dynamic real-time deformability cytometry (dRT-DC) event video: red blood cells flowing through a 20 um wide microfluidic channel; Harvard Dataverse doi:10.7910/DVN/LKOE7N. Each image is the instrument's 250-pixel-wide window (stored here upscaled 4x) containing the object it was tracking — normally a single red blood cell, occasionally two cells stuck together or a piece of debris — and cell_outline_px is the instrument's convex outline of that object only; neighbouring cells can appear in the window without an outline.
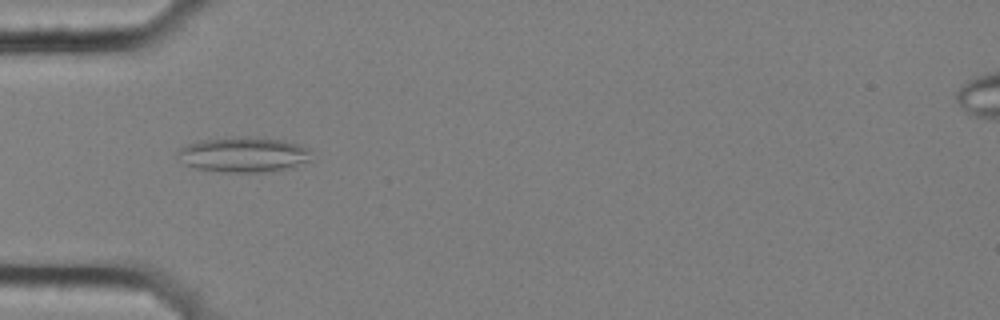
{"species": "common noctule bat (a hibernating species)", "species_latin": "Nyctalus noctula", "temperature_condition": "cold", "stored_images_in_passage": 45, "camera_frame_rate_fps": 3000, "um_per_image_px": 0.085, "animal": {"sex": "female", "body_mass_g": 25.1}, "frame": {"image": 1, "passage_image": 7, "time_ms": 2.0, "image_size_px": [1000, 320], "cell_outline_px": [[312, 160], [296, 168], [272, 172], [224, 172], [196, 168], [184, 164], [176, 156], [176, 152], [180, 148], [188, 144], [200, 140], [232, 136], [284, 140], [312, 148]], "centroid_in_image_um": [20.78, 13.15], "position_along_channel_um": 64.2, "area_um2": 28.15}}
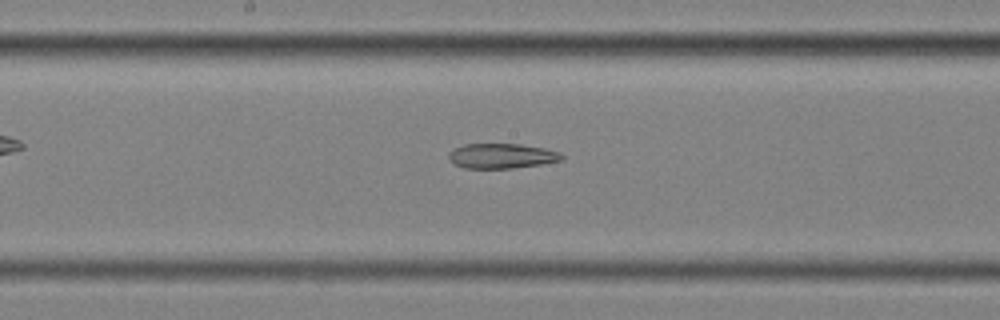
{"frame": {"image": 2, "passage_image": 19, "time_ms": 6.0, "image_size_px": [1000, 320], "cell_outline_px": [[564, 160], [540, 164], [512, 168], [464, 168], [456, 164], [448, 156], [448, 152], [452, 148], [464, 144], [520, 144], [544, 148], [560, 152], [564, 156]], "centroid_in_image_um": [42.65, 13.24], "position_along_channel_um": 205.5, "area_um2": 16.42}}
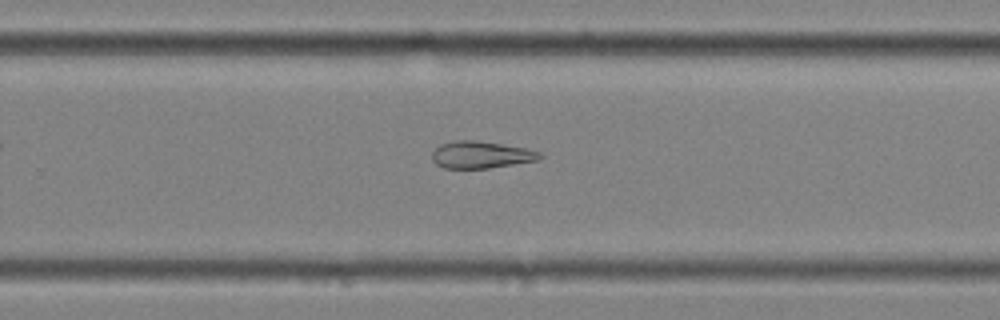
{"frame": {"image": 3, "passage_image": 26, "time_ms": 8.333, "image_size_px": [1000, 320], "cell_outline_px": [[544, 156], [536, 160], [488, 168], [444, 168], [436, 164], [432, 160], [432, 152], [440, 144], [456, 140], [472, 140], [500, 144], [524, 148], [540, 152]], "centroid_in_image_um": [40.84, 13.15], "position_along_channel_um": 289.0, "area_um2": 16.7}, "authors_computed_cell_mechanics": {"area_um2": 20.1722, "velocity_mm_per_s": 3.5741, "shape_relaxation_time_tau1_ms": null, "shape_relaxation_time_tau2_ms": 11.1608, "deformation_change_tau1": null, "deformation_change_tau2": 0.2552}}